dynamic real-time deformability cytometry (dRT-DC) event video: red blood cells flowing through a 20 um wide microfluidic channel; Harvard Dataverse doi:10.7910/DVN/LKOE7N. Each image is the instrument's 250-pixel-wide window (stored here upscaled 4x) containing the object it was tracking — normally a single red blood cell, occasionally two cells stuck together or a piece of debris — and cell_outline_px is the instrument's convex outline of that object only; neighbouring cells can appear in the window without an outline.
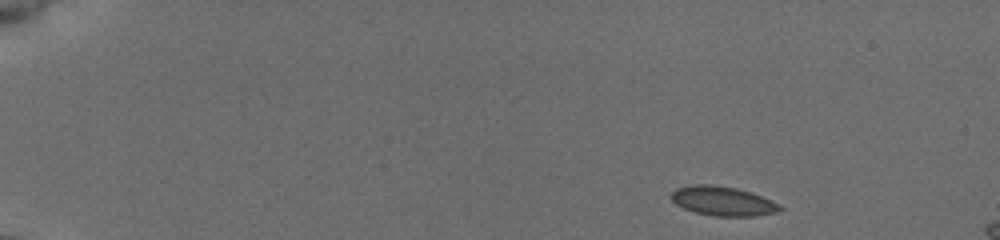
{"species": "common noctule bat (a hibernating species)", "species_latin": "Nyctalus noctula", "temperature_condition": "cold", "stored_images_in_passage": 47, "camera_frame_rate_fps": 3000, "um_per_image_px": 0.085, "animal": {"sex": "female", "body_mass_g": 19.5, "forearm_length_mm": 54.1}, "frame": {"image": 1, "passage_image": 1, "time_ms": 0.0, "image_size_px": [1000, 240], "cell_outline_px": [[784, 208], [776, 212], [752, 216], [712, 216], [696, 212], [684, 208], [676, 204], [672, 200], [672, 192], [676, 188], [692, 184], [712, 184], [736, 188], [760, 196], [780, 204]], "centroid_in_image_um": [61.42, 17.09], "position_along_channel_um": 23.6, "area_um2": 18.38}}
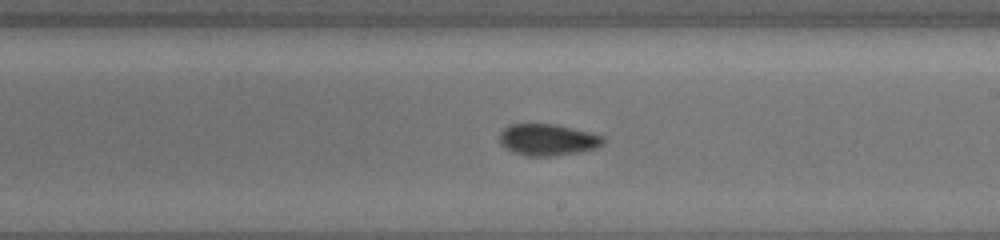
{"frame": {"image": 2, "passage_image": 27, "time_ms": 8.667, "image_size_px": [1000, 240], "cell_outline_px": [[604, 144], [596, 148], [580, 152], [552, 156], [524, 156], [512, 152], [500, 144], [500, 132], [508, 124], [556, 124], [604, 136]], "centroid_in_image_um": [46.54, 11.88], "position_along_channel_um": 242.5, "area_um2": 19.19}}
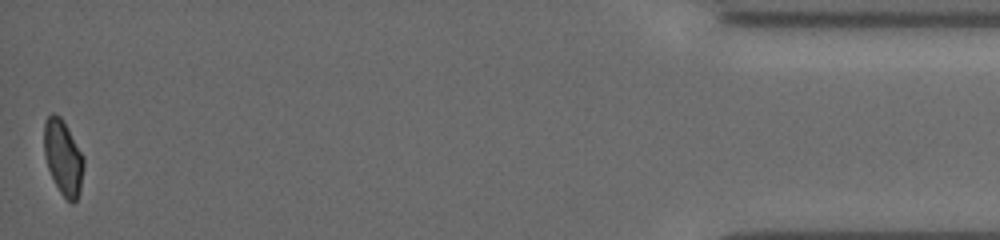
{"frame": {"image": 3, "passage_image": 47, "time_ms": 15.333, "image_size_px": [1000, 240], "cell_outline_px": [[84, 164], [80, 192], [76, 200], [72, 204], [60, 192], [48, 168], [44, 156], [44, 120], [52, 112], [60, 116], [84, 156]], "centroid_in_image_um": [5.36, 13.37], "position_along_channel_um": 429.8, "area_um2": 17.22}, "authors_computed_cell_mechanics": {"area_um2": 18.6116, "velocity_mm_per_s": 3.9293, "shape_relaxation_time_tau1_ms": 7.8494, "shape_relaxation_time_tau2_ms": 1.6074, "deformation_change_tau1": 0.1338, "deformation_change_tau2": 0.0621}}